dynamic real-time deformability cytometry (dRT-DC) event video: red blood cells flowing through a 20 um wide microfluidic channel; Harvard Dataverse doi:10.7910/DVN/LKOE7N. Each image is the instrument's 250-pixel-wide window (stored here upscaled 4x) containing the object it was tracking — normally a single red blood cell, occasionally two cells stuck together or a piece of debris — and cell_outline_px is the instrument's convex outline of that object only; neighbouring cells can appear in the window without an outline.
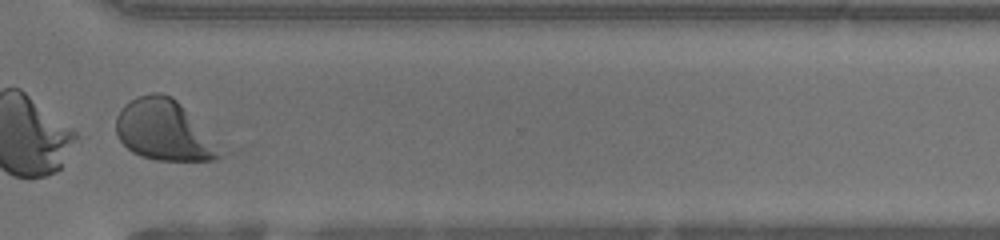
{"species": "human", "species_latin": "Homo sapiens", "temperature_condition": "warm", "stored_images_in_passage": 45, "segment_of_instrument_passage": [2, 2], "camera_frame_rate_fps": 3000, "um_per_image_px": 0.085, "donor": {"sex": "female"}, "frame": {"image": 1, "passage_image": 34, "time_ms": 11.0, "image_size_px": [1000, 240], "cell_outline_px": [[224, 156], [216, 160], [156, 160], [140, 156], [132, 152], [116, 136], [116, 116], [120, 108], [124, 104], [136, 96], [152, 92], [160, 92], [172, 96], [180, 104]], "centroid_in_image_um": [13.82, 11.06], "position_along_channel_um": 356.8, "area_um2": 35.89}}